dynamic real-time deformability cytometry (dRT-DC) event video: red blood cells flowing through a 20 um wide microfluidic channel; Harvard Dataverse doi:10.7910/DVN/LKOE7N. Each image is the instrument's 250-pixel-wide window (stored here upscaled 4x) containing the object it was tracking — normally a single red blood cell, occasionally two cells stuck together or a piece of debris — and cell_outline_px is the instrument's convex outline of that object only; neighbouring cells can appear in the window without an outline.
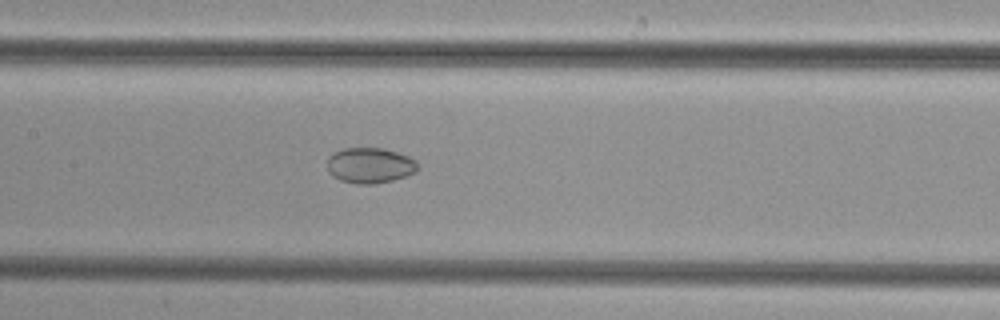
{"species": "common noctule bat (a hibernating species)", "species_latin": "Nyctalus noctula", "temperature_condition": "cold", "stored_images_in_passage": 50, "camera_frame_rate_fps": 3000, "um_per_image_px": 0.085, "animal": {"sex": "female", "body_mass_g": 29.2, "forearm_length_mm": 56.3}, "frame": {"image": 1, "passage_image": 24, "time_ms": 7.667, "image_size_px": [1000, 320], "cell_outline_px": [[416, 172], [392, 180], [372, 184], [356, 184], [340, 180], [332, 176], [328, 172], [328, 156], [332, 152], [344, 148], [384, 148], [408, 156], [416, 160]], "centroid_in_image_um": [31.4, 14.05], "position_along_channel_um": 176.0, "area_um2": 18.73}}
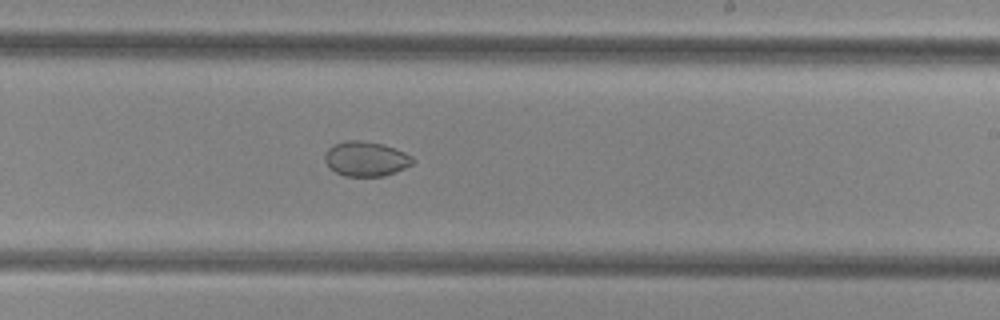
{"frame": {"image": 2, "passage_image": 30, "time_ms": 9.667, "image_size_px": [1000, 320], "cell_outline_px": [[416, 160], [412, 164], [404, 168], [384, 176], [344, 176], [328, 168], [324, 160], [324, 156], [328, 148], [332, 144], [344, 140], [360, 140], [384, 144], [404, 152], [412, 156]], "centroid_in_image_um": [31.07, 13.49], "position_along_channel_um": 257.9, "area_um2": 18.03}}
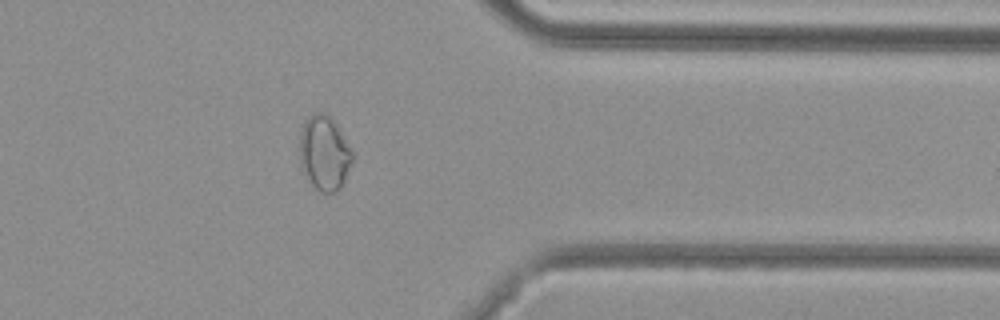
{"frame": {"image": 3, "passage_image": 40, "time_ms": 13.0, "image_size_px": [1000, 320], "cell_outline_px": [[352, 160], [344, 180], [340, 188], [336, 192], [320, 192], [304, 176], [300, 168], [300, 132], [304, 120], [312, 112], [324, 112], [336, 124], [352, 152]], "centroid_in_image_um": [27.52, 13.0], "position_along_channel_um": 383.9, "area_um2": 22.83}}